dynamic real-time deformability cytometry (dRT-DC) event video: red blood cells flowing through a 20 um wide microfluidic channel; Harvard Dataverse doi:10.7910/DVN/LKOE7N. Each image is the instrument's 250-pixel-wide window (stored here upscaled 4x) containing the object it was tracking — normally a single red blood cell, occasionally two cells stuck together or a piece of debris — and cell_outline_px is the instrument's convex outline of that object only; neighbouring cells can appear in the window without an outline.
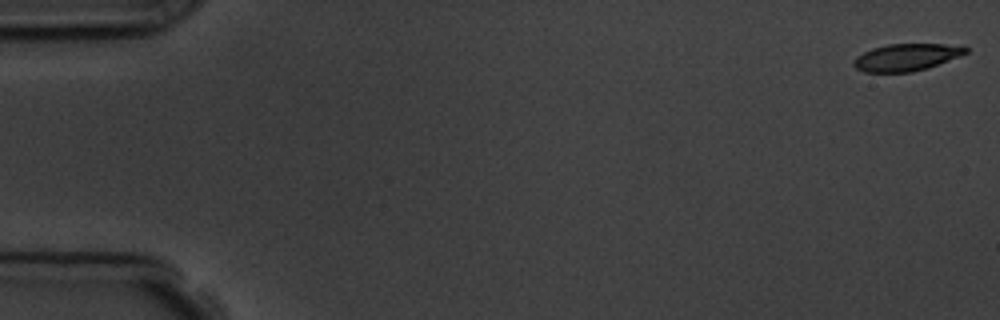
{"species": "common noctule bat (a hibernating species)", "species_latin": "Nyctalus noctula", "temperature_condition": "room temperature", "stored_images_in_passage": 6, "camera_frame_rate_fps": 3000, "um_per_image_px": 0.085, "animal": {"sex": "male", "body_mass_g": 19.5, "forearm_length_mm": 54.6}, "frame": {"image": 1, "passage_image": 1, "time_ms": 0.0, "image_size_px": [1000, 320], "cell_outline_px": [[968, 52], [960, 56], [928, 68], [912, 72], [864, 72], [856, 68], [852, 64], [852, 60], [856, 56], [872, 48], [888, 44], [964, 44], [968, 48]], "centroid_in_image_um": [77.07, 4.86], "position_along_channel_um": 7.9, "area_um2": 17.98}}
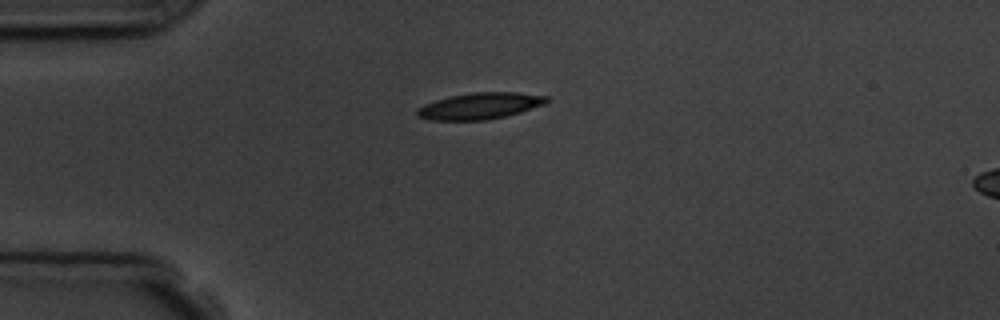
{"frame": {"image": 2, "passage_image": 5, "time_ms": 4.333, "image_size_px": [1000, 320], "cell_outline_px": [[548, 100], [544, 104], [520, 112], [488, 120], [428, 120], [416, 116], [416, 108], [424, 104], [448, 96], [472, 92], [516, 92], [548, 96]], "centroid_in_image_um": [40.74, 9.0], "position_along_channel_um": 44.3, "area_um2": 20.0}}